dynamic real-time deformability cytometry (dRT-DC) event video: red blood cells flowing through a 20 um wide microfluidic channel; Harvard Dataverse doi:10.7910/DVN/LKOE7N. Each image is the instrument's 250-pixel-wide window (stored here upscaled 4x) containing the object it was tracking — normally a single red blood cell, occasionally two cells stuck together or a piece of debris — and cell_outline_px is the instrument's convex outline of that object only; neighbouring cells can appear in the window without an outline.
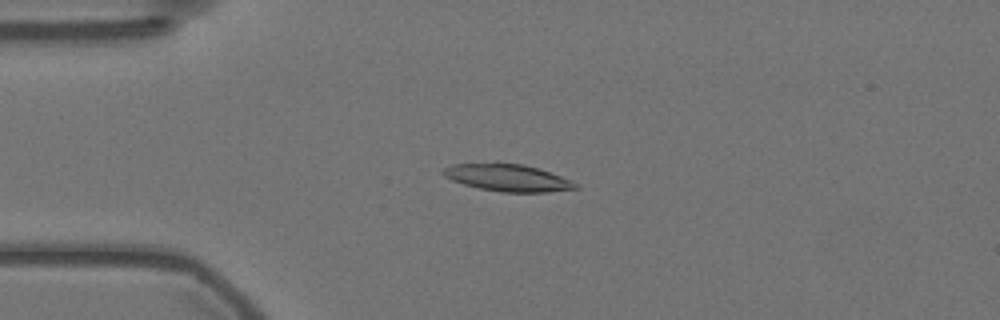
{"species": "Egyptian fruit bat (a non-hibernating species)", "species_latin": "Rousettus aegyptiacus", "temperature_condition": "warm", "stored_images_in_passage": 57, "camera_frame_rate_fps": 3000, "um_per_image_px": 0.085, "animal": {"sex": "female"}, "frame": {"image": 1, "passage_image": 14, "time_ms": 4.333, "image_size_px": [1000, 320], "cell_outline_px": [[580, 188], [548, 192], [500, 192], [480, 188], [464, 184], [452, 180], [444, 176], [440, 172], [444, 168], [452, 164], [496, 160], [524, 164], [560, 176], [580, 184]], "centroid_in_image_um": [43.1, 15.06], "position_along_channel_um": 41.9, "area_um2": 21.56}}
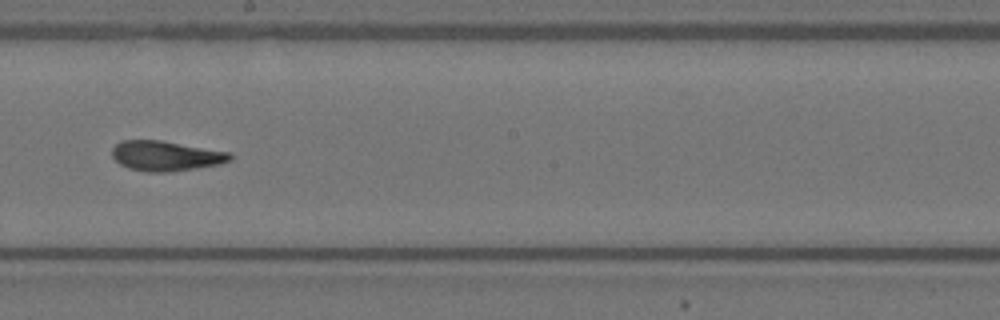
{"frame": {"image": 2, "passage_image": 32, "time_ms": 10.333, "image_size_px": [1000, 320], "cell_outline_px": [[232, 160], [220, 164], [196, 168], [168, 172], [148, 172], [128, 168], [120, 164], [112, 156], [112, 148], [120, 140], [160, 140], [232, 152]], "centroid_in_image_um": [14.11, 13.24], "position_along_channel_um": 234.1, "area_um2": 20.75}}
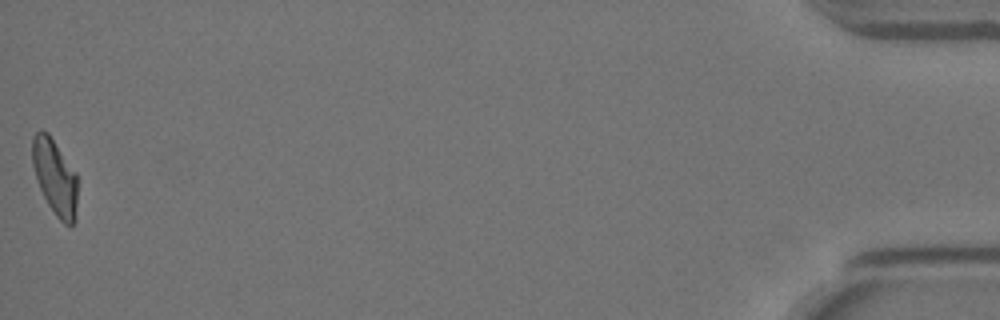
{"frame": {"image": 3, "passage_image": 57, "time_ms": 18.667, "image_size_px": [1000, 320], "cell_outline_px": [[76, 220], [72, 224], [64, 224], [56, 216], [48, 204], [36, 180], [32, 164], [32, 136], [40, 128], [48, 132], [76, 172]], "centroid_in_image_um": [4.65, 15.01], "position_along_channel_um": 430.6, "area_um2": 19.94}, "authors_computed_cell_mechanics": {"area_um2": 20.519, "velocity_mm_per_s": 3.5496, "shape_relaxation_time_tau1_ms": 8.083, "shape_relaxation_time_tau2_ms": 1.8839, "deformation_change_tau1": 0.2521, "deformation_change_tau2": 0.0978}}